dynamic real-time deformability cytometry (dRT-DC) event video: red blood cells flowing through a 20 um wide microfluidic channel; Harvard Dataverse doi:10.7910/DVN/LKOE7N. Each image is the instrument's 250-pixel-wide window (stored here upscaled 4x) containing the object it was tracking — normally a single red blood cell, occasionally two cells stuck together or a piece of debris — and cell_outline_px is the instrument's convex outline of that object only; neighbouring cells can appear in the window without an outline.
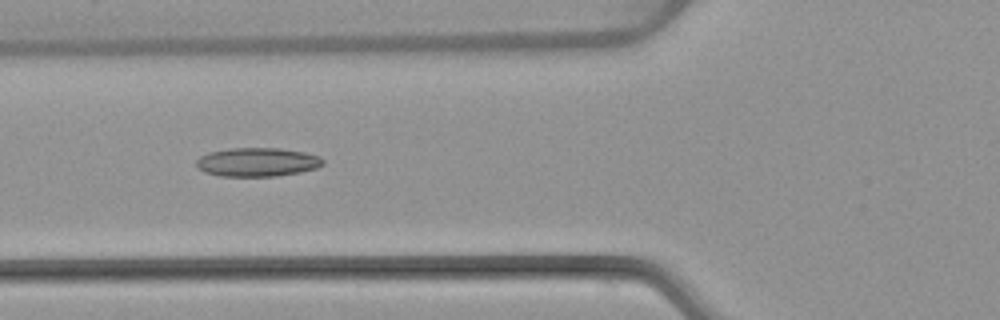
{"species": "common noctule bat (a hibernating species)", "species_latin": "Nyctalus noctula", "temperature_condition": "warm", "stored_images_in_passage": 6, "camera_frame_rate_fps": 3000, "um_per_image_px": 0.085, "animal": {"sex": "female", "body_mass_g": 22.7, "forearm_length_mm": 54.2}, "frame": {"image": 1, "passage_image": 6, "time_ms": 6.0, "image_size_px": [1000, 320], "cell_outline_px": [[324, 164], [316, 168], [300, 172], [276, 176], [220, 176], [204, 172], [196, 168], [196, 160], [200, 156], [208, 152], [228, 148], [280, 148], [304, 152], [320, 156], [324, 160]], "centroid_in_image_um": [21.85, 13.77], "position_along_channel_um": 104.0, "area_um2": 21.44}}